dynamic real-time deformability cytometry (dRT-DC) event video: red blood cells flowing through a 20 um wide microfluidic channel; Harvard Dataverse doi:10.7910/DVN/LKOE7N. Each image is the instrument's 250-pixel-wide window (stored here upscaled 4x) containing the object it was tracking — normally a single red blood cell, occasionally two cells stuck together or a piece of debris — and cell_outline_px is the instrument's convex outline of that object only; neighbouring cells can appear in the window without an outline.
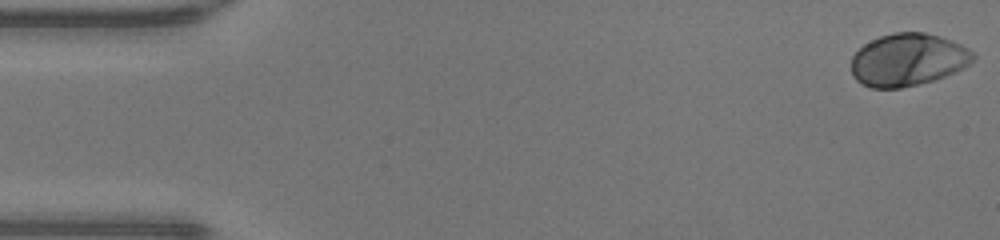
{"species": "human", "species_latin": "Homo sapiens", "temperature_condition": "warm", "stored_images_in_passage": 48, "camera_frame_rate_fps": 3000, "um_per_image_px": 0.085, "donor": {"sex": "male"}, "frame": {"image": 1, "passage_image": 1, "time_ms": 0.0, "image_size_px": [1000, 240], "cell_outline_px": [[976, 56], [964, 68], [944, 76], [932, 80], [900, 88], [872, 88], [856, 80], [852, 72], [852, 56], [864, 44], [880, 36], [896, 32], [924, 32], [960, 44], [968, 48]], "centroid_in_image_um": [77.16, 5.08], "position_along_channel_um": 7.8, "area_um2": 36.76}}
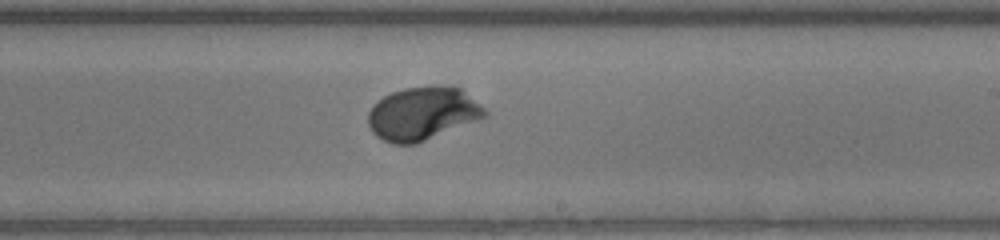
{"frame": {"image": 2, "passage_image": 28, "time_ms": 9.0, "image_size_px": [1000, 240], "cell_outline_px": [[488, 116], [480, 120], [416, 144], [392, 144], [376, 136], [372, 132], [368, 124], [368, 112], [372, 104], [384, 96], [392, 92], [404, 88], [460, 88], [480, 104], [488, 112]], "centroid_in_image_um": [35.9, 9.7], "position_along_channel_um": 253.1, "area_um2": 35.84}}
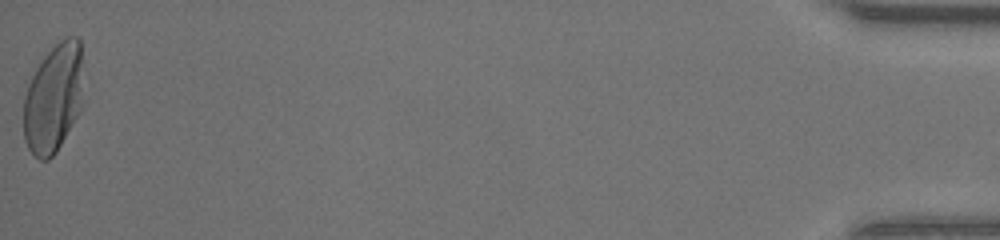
{"frame": {"image": 3, "passage_image": 48, "time_ms": 15.667, "image_size_px": [1000, 240], "cell_outline_px": [[84, 104], [80, 112], [56, 152], [48, 160], [40, 160], [28, 148], [24, 140], [24, 96], [32, 76], [36, 68], [44, 56], [60, 40], [68, 36], [76, 36], [80, 40]], "centroid_in_image_um": [4.57, 8.35], "position_along_channel_um": 430.6, "area_um2": 38.15}, "authors_computed_cell_mechanics": {"area_um2": 35.6337, "velocity_mm_per_s": 4.3127, "shape_relaxation_time_tau1_ms": 2.0836, "shape_relaxation_time_tau2_ms": null, "deformation_change_tau1": 0.1714, "deformation_change_tau2": null}}